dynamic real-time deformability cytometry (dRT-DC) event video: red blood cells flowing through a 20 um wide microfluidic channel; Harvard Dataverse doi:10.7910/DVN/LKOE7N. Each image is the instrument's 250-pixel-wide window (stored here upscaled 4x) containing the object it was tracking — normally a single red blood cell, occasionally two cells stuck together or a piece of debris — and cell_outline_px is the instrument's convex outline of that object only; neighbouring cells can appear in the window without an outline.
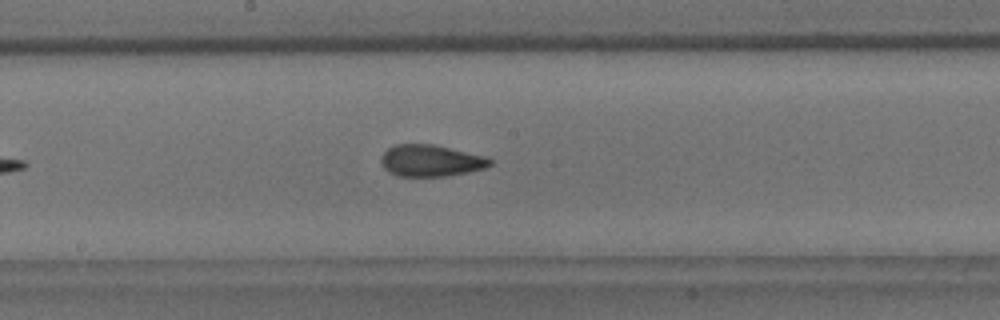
{"species": "common noctule bat (a hibernating species)", "species_latin": "Nyctalus noctula", "temperature_condition": "room temperature", "stored_images_in_passage": 25, "camera_frame_rate_fps": 3000, "um_per_image_px": 0.085, "animal": {"sex": "male", "body_mass_g": 18.8}, "frame": {"image": 1, "passage_image": 18, "time_ms": 5.667, "image_size_px": [1000, 320], "cell_outline_px": [[492, 164], [484, 168], [468, 172], [444, 176], [396, 176], [388, 172], [384, 168], [380, 160], [384, 152], [388, 148], [396, 144], [432, 144], [484, 156], [492, 160]], "centroid_in_image_um": [36.58, 13.66], "position_along_channel_um": 211.6, "area_um2": 19.94}}